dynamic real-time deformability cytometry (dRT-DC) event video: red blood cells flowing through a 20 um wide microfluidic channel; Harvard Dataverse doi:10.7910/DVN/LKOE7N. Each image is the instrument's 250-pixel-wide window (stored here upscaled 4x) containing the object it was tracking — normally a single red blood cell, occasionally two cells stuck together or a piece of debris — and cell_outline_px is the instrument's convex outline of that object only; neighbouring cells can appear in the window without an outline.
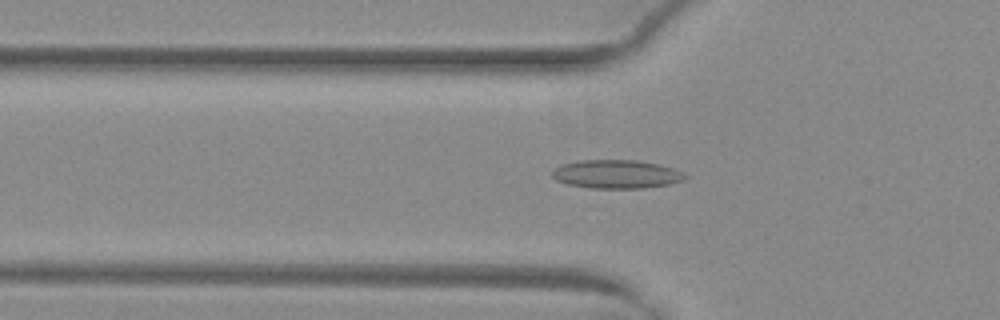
{"species": "common noctule bat (a hibernating species)", "species_latin": "Nyctalus noctula", "temperature_condition": "warm", "stored_images_in_passage": 53, "camera_frame_rate_fps": 3000, "um_per_image_px": 0.085, "animal": {"sex": "female", "body_mass_g": 29.2, "forearm_length_mm": 56.3}, "frame": {"image": 1, "passage_image": 18, "time_ms": 5.667, "image_size_px": [1000, 320], "cell_outline_px": [[688, 176], [684, 180], [668, 184], [644, 188], [592, 188], [568, 184], [556, 180], [552, 176], [552, 172], [560, 164], [580, 160], [636, 160], [660, 164], [672, 168]], "centroid_in_image_um": [52.38, 14.8], "position_along_channel_um": 73.4, "area_um2": 22.02}}
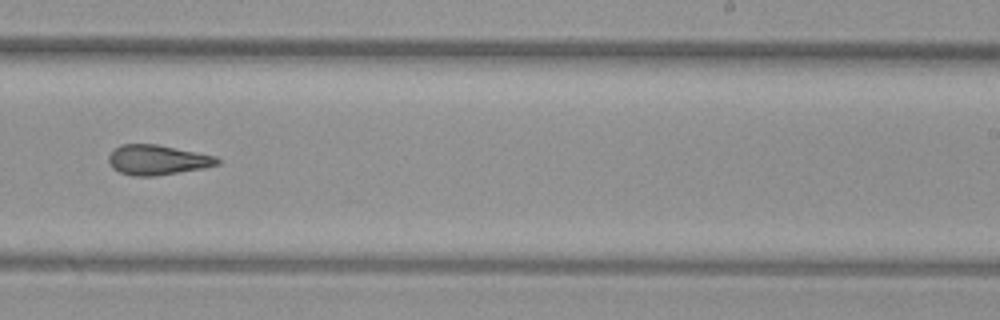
{"frame": {"image": 2, "passage_image": 33, "time_ms": 10.667, "image_size_px": [1000, 320], "cell_outline_px": [[220, 164], [204, 168], [156, 176], [132, 176], [120, 172], [112, 168], [108, 160], [108, 156], [120, 144], [156, 144], [216, 156], [220, 160]], "centroid_in_image_um": [13.38, 13.6], "position_along_channel_um": 275.6, "area_um2": 18.96}}
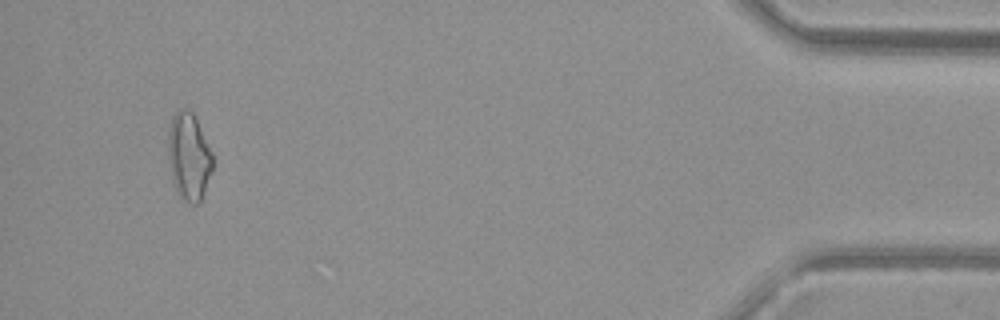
{"frame": {"image": 3, "passage_image": 49, "time_ms": 16.0, "image_size_px": [1000, 320], "cell_outline_px": [[212, 168], [204, 192], [200, 200], [196, 204], [192, 204], [184, 200], [176, 192], [172, 180], [168, 156], [168, 132], [172, 116], [180, 108], [188, 108], [192, 112], [212, 152]], "centroid_in_image_um": [16.03, 13.29], "position_along_channel_um": 419.2, "area_um2": 22.48}}